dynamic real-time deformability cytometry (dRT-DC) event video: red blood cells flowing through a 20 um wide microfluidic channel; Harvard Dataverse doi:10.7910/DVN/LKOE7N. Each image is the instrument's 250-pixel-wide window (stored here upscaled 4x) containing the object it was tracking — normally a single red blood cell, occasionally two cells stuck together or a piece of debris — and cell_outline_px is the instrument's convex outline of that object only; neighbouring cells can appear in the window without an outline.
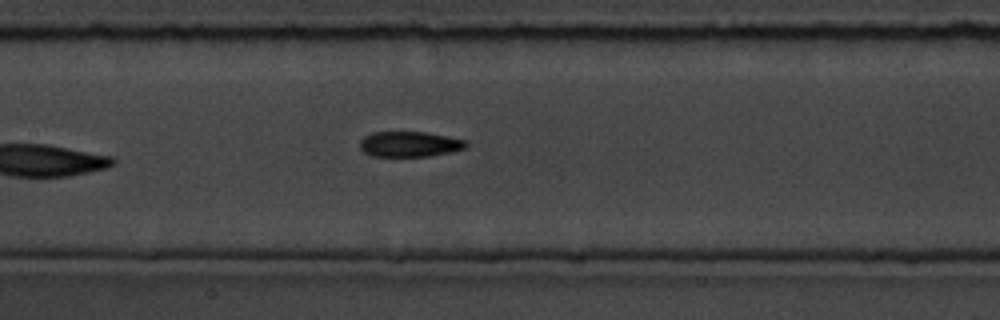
{"species": "common noctule bat (a hibernating species)", "species_latin": "Nyctalus noctula", "temperature_condition": "room temperature", "stored_images_in_passage": 8, "camera_frame_rate_fps": 3000, "um_per_image_px": 0.085, "animal": {"sex": "male", "body_mass_g": 19.5, "forearm_length_mm": 54.6}, "frame": {"image": 1, "passage_image": 8, "time_ms": 8.333, "image_size_px": [1000, 320], "cell_outline_px": [[468, 144], [464, 148], [452, 152], [428, 156], [372, 156], [364, 152], [360, 148], [360, 140], [364, 136], [372, 132], [424, 132], [468, 140]], "centroid_in_image_um": [34.81, 12.25], "position_along_channel_um": 172.6, "area_um2": 15.72}}